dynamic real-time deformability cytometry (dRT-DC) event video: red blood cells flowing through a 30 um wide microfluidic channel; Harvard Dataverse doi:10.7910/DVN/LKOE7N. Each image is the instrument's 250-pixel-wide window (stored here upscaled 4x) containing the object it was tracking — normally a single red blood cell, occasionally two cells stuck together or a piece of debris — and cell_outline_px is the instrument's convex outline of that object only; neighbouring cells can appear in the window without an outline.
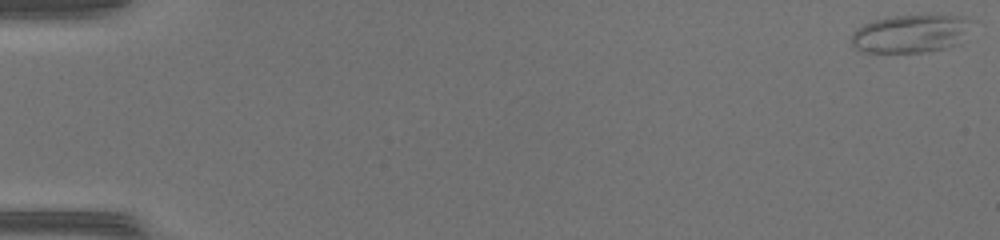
{"species": "common noctule bat (a hibernating species)", "species_latin": "Nyctalus noctula", "temperature_condition": "warm", "stored_images_in_passage": 4, "camera_frame_rate_fps": 3000, "um_per_image_px": 0.085, "animal": {"sex": "female", "body_mass_g": 17.0, "forearm_length_mm": 48.0}, "frame": {"image": 1, "passage_image": 1, "time_ms": 0.0, "image_size_px": [1000, 240], "cell_outline_px": [[976, 20], [960, 44], [944, 48], [924, 52], [864, 52], [856, 48], [852, 44], [852, 32], [856, 28], [864, 24], [888, 16], [964, 16]], "centroid_in_image_um": [77.47, 2.86], "position_along_channel_um": 7.5, "area_um2": 26.82}}